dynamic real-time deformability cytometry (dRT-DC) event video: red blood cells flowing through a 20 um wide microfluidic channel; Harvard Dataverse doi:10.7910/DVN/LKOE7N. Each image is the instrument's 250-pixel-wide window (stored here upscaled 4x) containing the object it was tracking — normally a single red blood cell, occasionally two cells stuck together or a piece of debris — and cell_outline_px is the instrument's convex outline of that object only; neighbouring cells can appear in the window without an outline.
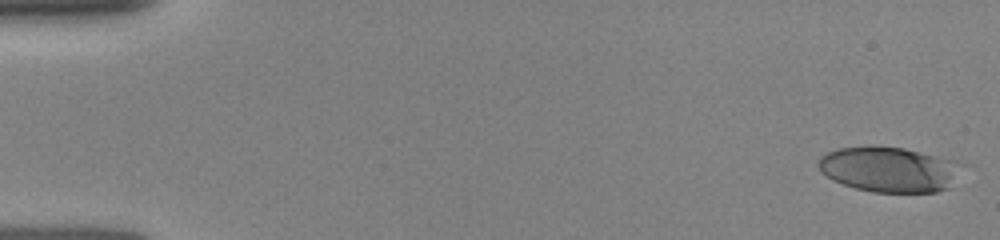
{"species": "human", "species_latin": "Homo sapiens", "temperature_condition": "room temperature", "stored_images_in_passage": 15, "camera_frame_rate_fps": 3000, "um_per_image_px": 0.085, "donor": {"sex": "female"}, "frame": {"image": 1, "passage_image": 1, "time_ms": 0.0, "image_size_px": [1000, 240], "cell_outline_px": [[968, 164], [948, 188], [936, 192], [872, 192], [856, 188], [832, 180], [820, 172], [816, 164], [820, 156], [836, 148], [868, 144], [872, 144], [904, 148], [964, 160]], "centroid_in_image_um": [75.65, 14.35], "position_along_channel_um": 9.4, "area_um2": 39.36}}
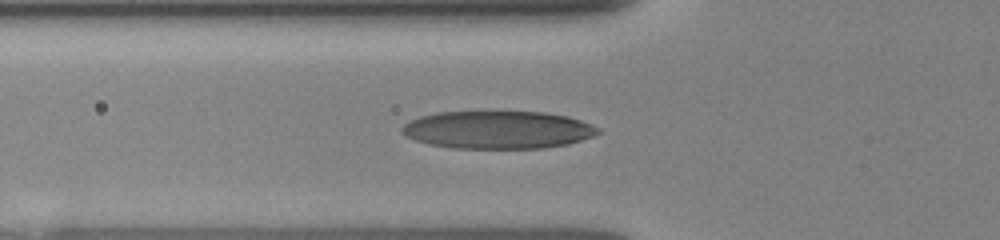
{"frame": {"image": 2, "passage_image": 9, "time_ms": 5.333, "image_size_px": [1000, 240], "cell_outline_px": [[600, 132], [596, 136], [568, 144], [544, 148], [452, 148], [428, 144], [416, 140], [400, 132], [400, 128], [408, 120], [420, 116], [436, 112], [544, 112], [568, 116], [592, 124], [600, 128]], "centroid_in_image_um": [42.33, 11.03], "position_along_channel_um": 83.5, "area_um2": 43.41}}
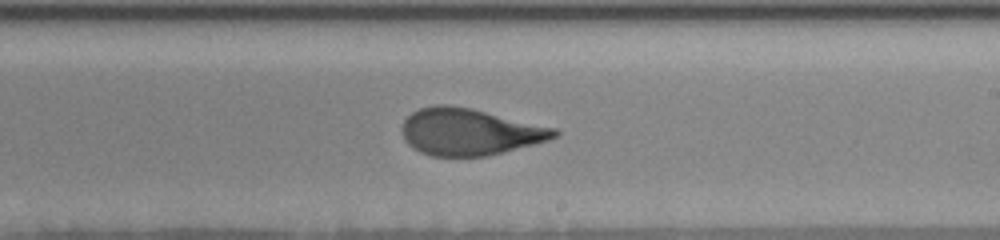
{"frame": {"image": 3, "passage_image": 15, "time_ms": 9.333, "image_size_px": [1000, 240], "cell_outline_px": [[560, 132], [556, 136], [548, 140], [488, 156], [432, 156], [420, 152], [412, 148], [404, 140], [400, 132], [404, 120], [412, 112], [420, 108], [436, 104], [448, 104], [472, 108], [556, 128]], "centroid_in_image_um": [39.87, 11.2], "position_along_channel_um": 249.1, "area_um2": 41.67}}